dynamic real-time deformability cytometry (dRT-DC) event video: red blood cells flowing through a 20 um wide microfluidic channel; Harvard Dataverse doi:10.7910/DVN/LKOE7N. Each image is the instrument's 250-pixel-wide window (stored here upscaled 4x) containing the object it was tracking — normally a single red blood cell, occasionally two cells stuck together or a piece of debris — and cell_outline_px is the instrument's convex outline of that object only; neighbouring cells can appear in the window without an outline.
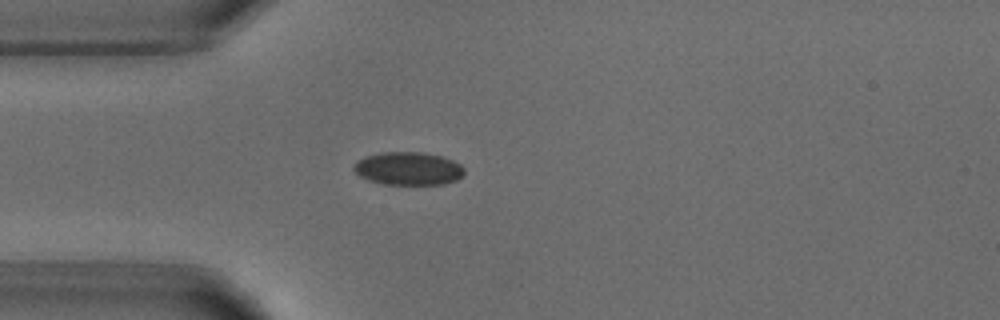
{"species": "common noctule bat (a hibernating species)", "species_latin": "Nyctalus noctula", "temperature_condition": "warm", "stored_images_in_passage": 3, "camera_frame_rate_fps": 3000, "um_per_image_px": 0.085, "animal": {"sex": "male", "body_mass_g": 18.8}, "frame": {"image": 1, "passage_image": 3, "time_ms": 2.333, "image_size_px": [1000, 320], "cell_outline_px": [[464, 172], [456, 180], [444, 184], [380, 184], [368, 180], [360, 176], [352, 168], [352, 164], [356, 160], [368, 156], [384, 152], [424, 152], [440, 156], [452, 160], [460, 164], [464, 168]], "centroid_in_image_um": [34.67, 14.33], "position_along_channel_um": 50.3, "area_um2": 21.27}}